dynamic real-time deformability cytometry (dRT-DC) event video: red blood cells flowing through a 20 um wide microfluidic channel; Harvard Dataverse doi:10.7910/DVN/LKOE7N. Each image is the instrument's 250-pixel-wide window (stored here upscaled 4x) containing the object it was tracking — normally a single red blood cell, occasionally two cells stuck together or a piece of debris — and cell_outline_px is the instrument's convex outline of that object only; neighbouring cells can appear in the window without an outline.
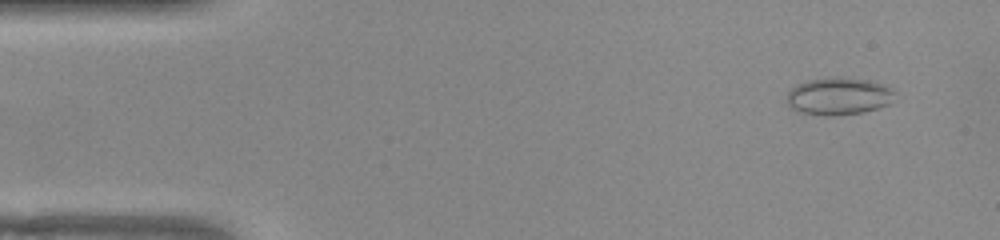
{"species": "common noctule bat (a hibernating species)", "species_latin": "Nyctalus noctula", "temperature_condition": "warm", "stored_images_in_passage": 52, "camera_frame_rate_fps": 3000, "um_per_image_px": 0.085, "animal": {"sex": "female", "body_mass_g": 22.0, "forearm_length_mm": 56.7}, "frame": {"image": 1, "passage_image": 4, "time_ms": 1.0, "image_size_px": [1000, 240], "cell_outline_px": [[896, 92], [888, 104], [880, 108], [860, 112], [836, 116], [824, 116], [800, 112], [792, 108], [788, 104], [788, 92], [796, 84], [808, 80], [828, 76], [836, 76], [872, 80], [884, 84]], "centroid_in_image_um": [71.29, 8.16], "position_along_channel_um": 13.7, "area_um2": 23.81}}
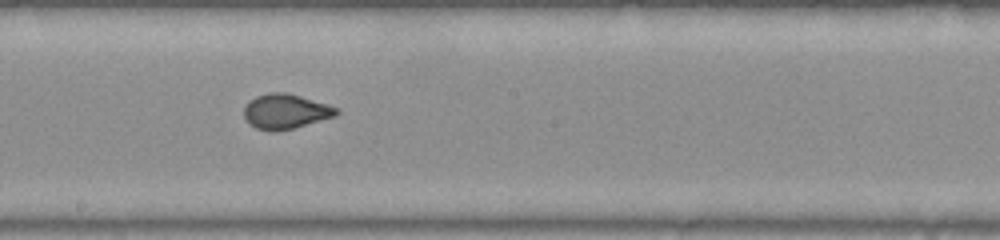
{"frame": {"image": 2, "passage_image": 28, "time_ms": 9.0, "image_size_px": [1000, 240], "cell_outline_px": [[340, 112], [336, 116], [292, 128], [276, 132], [272, 132], [256, 128], [248, 124], [244, 116], [244, 108], [248, 100], [256, 96], [268, 92], [288, 92], [328, 104], [340, 108]], "centroid_in_image_um": [24.27, 9.46], "position_along_channel_um": 223.9, "area_um2": 19.07}}
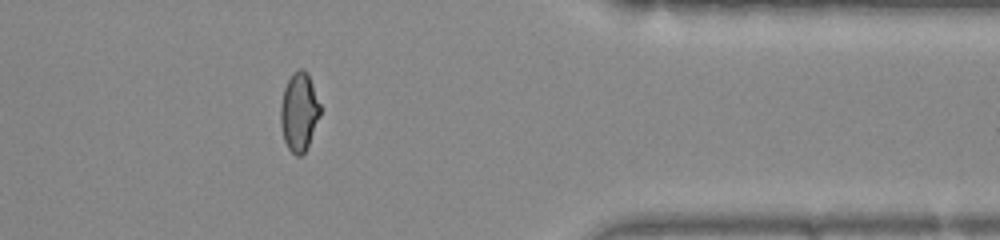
{"frame": {"image": 3, "passage_image": 42, "time_ms": 13.667, "image_size_px": [1000, 240], "cell_outline_px": [[320, 116], [308, 144], [304, 152], [300, 156], [296, 156], [288, 148], [284, 140], [280, 124], [280, 104], [284, 88], [292, 72], [300, 68], [304, 68], [308, 72], [320, 104]], "centroid_in_image_um": [25.41, 9.47], "position_along_channel_um": 386.0, "area_um2": 18.21}}